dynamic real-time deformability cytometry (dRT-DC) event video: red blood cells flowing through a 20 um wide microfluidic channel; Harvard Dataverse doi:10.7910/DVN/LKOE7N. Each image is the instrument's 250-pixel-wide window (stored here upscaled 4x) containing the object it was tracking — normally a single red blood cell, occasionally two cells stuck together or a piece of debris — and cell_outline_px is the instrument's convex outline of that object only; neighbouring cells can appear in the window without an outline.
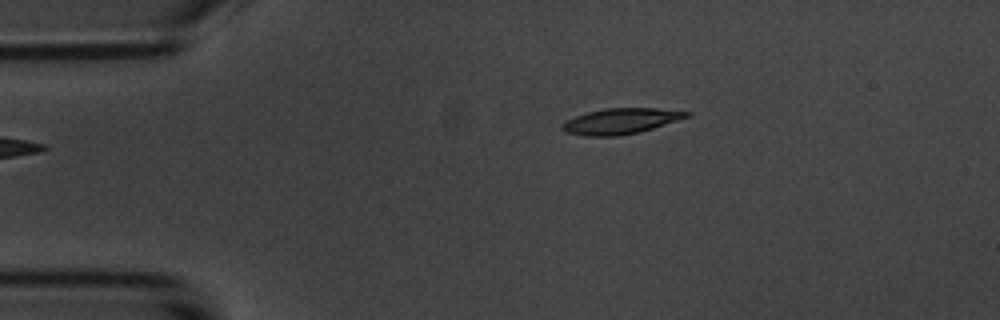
{"species": "common noctule bat (a hibernating species)", "species_latin": "Nyctalus noctula", "temperature_condition": "room temperature", "stored_images_in_passage": 6, "camera_frame_rate_fps": 3000, "um_per_image_px": 0.085, "animal": {"sex": "male", "body_mass_g": 20.1, "forearm_length_mm": 53.5}, "frame": {"image": 1, "passage_image": 1, "time_ms": 0.0, "image_size_px": [1000, 320], "cell_outline_px": [[692, 116], [640, 132], [616, 136], [584, 136], [564, 132], [560, 128], [560, 124], [576, 116], [588, 112], [604, 108], [656, 108], [692, 112]], "centroid_in_image_um": [52.77, 10.3], "position_along_channel_um": 32.2, "area_um2": 18.73}}
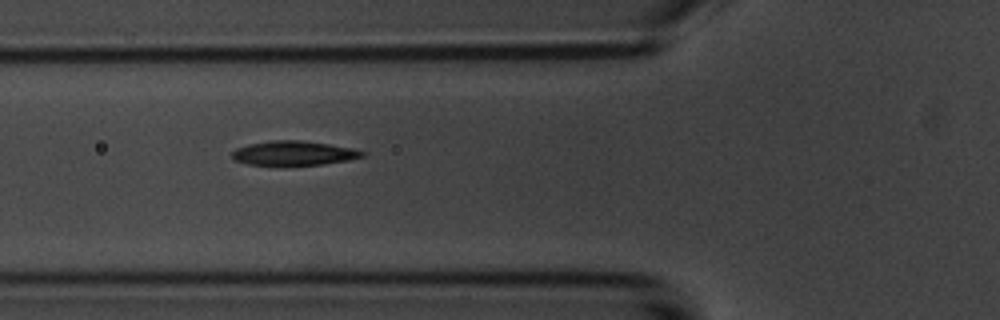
{"frame": {"image": 2, "passage_image": 3, "time_ms": 3.0, "image_size_px": [1000, 320], "cell_outline_px": [[368, 152], [364, 156], [348, 160], [320, 164], [248, 164], [232, 160], [232, 152], [236, 148], [248, 144], [272, 140], [300, 140], [328, 144], [352, 148]], "centroid_in_image_um": [24.96, 13.0], "position_along_channel_um": 100.8, "area_um2": 18.21}}
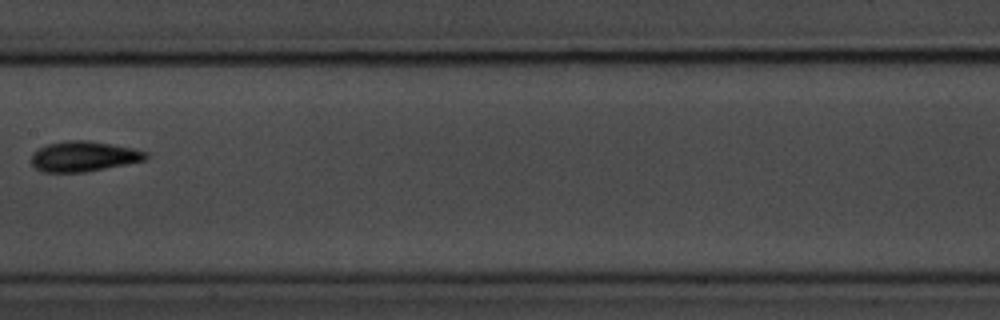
{"frame": {"image": 3, "passage_image": 5, "time_ms": 5.667, "image_size_px": [1000, 320], "cell_outline_px": [[148, 156], [144, 160], [84, 172], [44, 172], [36, 168], [32, 164], [32, 152], [48, 144], [68, 140], [88, 140], [112, 144], [132, 148], [148, 152]], "centroid_in_image_um": [7.1, 13.28], "position_along_channel_um": 200.3, "area_um2": 19.94}}